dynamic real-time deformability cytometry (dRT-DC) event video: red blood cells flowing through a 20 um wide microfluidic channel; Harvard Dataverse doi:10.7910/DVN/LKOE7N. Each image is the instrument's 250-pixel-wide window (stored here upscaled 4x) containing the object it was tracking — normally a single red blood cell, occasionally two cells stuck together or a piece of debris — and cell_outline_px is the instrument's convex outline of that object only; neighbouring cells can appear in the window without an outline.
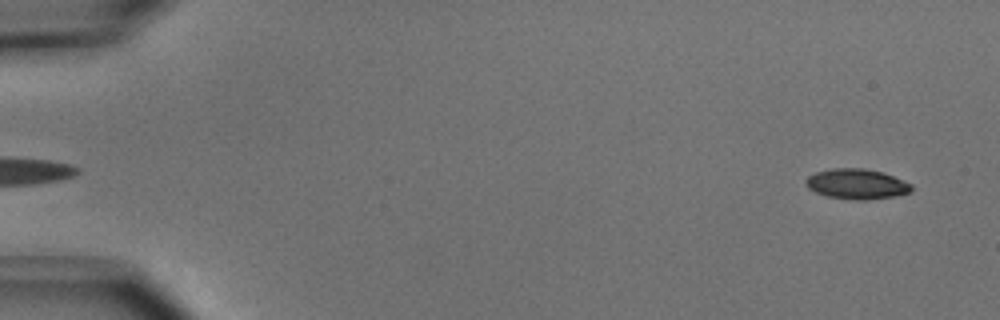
{"species": "common noctule bat (a hibernating species)", "species_latin": "Nyctalus noctula", "temperature_condition": "cold", "stored_images_in_passage": 13, "camera_frame_rate_fps": 3000, "um_per_image_px": 0.085, "animal": {"sex": "male", "body_mass_g": 15.6}, "frame": {"image": 1, "passage_image": 1, "time_ms": 0.0, "image_size_px": [1000, 320], "cell_outline_px": [[912, 188], [908, 192], [896, 196], [864, 200], [852, 200], [828, 196], [816, 192], [808, 188], [804, 184], [804, 180], [808, 176], [816, 172], [832, 168], [864, 168], [884, 172], [912, 184]], "centroid_in_image_um": [72.8, 15.63], "position_along_channel_um": 12.2, "area_um2": 18.67}}
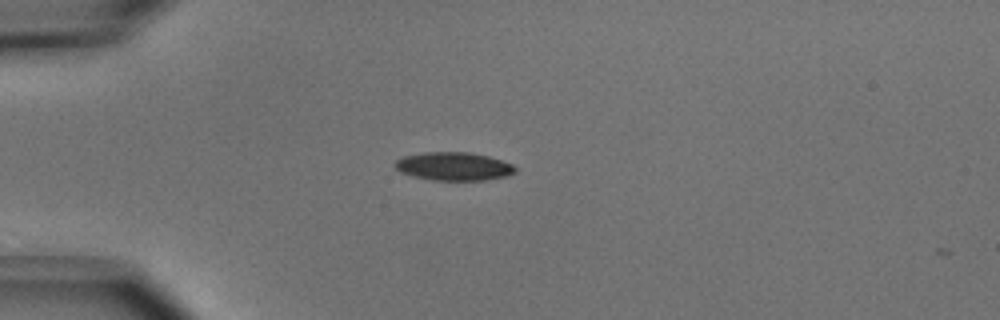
{"frame": {"image": 2, "passage_image": 12, "time_ms": 3.667, "image_size_px": [1000, 320], "cell_outline_px": [[516, 172], [508, 176], [488, 180], [432, 180], [412, 176], [400, 172], [392, 164], [396, 160], [404, 156], [424, 152], [472, 152], [488, 156], [512, 164], [516, 168]], "centroid_in_image_um": [38.56, 14.14], "position_along_channel_um": 46.4, "area_um2": 20.0}}